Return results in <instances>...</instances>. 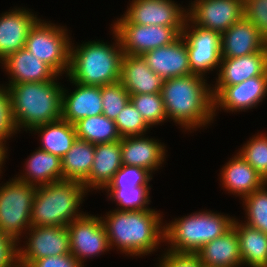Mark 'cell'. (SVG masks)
<instances>
[{
	"mask_svg": "<svg viewBox=\"0 0 267 267\" xmlns=\"http://www.w3.org/2000/svg\"><path fill=\"white\" fill-rule=\"evenodd\" d=\"M267 183L252 194L243 198L245 204V224L267 234Z\"/></svg>",
	"mask_w": 267,
	"mask_h": 267,
	"instance_id": "34",
	"label": "cell"
},
{
	"mask_svg": "<svg viewBox=\"0 0 267 267\" xmlns=\"http://www.w3.org/2000/svg\"><path fill=\"white\" fill-rule=\"evenodd\" d=\"M222 185L232 194L244 198L260 189L267 182L237 153L221 170Z\"/></svg>",
	"mask_w": 267,
	"mask_h": 267,
	"instance_id": "25",
	"label": "cell"
},
{
	"mask_svg": "<svg viewBox=\"0 0 267 267\" xmlns=\"http://www.w3.org/2000/svg\"><path fill=\"white\" fill-rule=\"evenodd\" d=\"M183 9V10H182ZM187 11L172 0H133L124 17L115 23L184 26Z\"/></svg>",
	"mask_w": 267,
	"mask_h": 267,
	"instance_id": "13",
	"label": "cell"
},
{
	"mask_svg": "<svg viewBox=\"0 0 267 267\" xmlns=\"http://www.w3.org/2000/svg\"><path fill=\"white\" fill-rule=\"evenodd\" d=\"M17 243L0 231V267H19Z\"/></svg>",
	"mask_w": 267,
	"mask_h": 267,
	"instance_id": "41",
	"label": "cell"
},
{
	"mask_svg": "<svg viewBox=\"0 0 267 267\" xmlns=\"http://www.w3.org/2000/svg\"><path fill=\"white\" fill-rule=\"evenodd\" d=\"M24 174L15 178L34 187L61 181L63 180L61 158L38 148L26 161Z\"/></svg>",
	"mask_w": 267,
	"mask_h": 267,
	"instance_id": "27",
	"label": "cell"
},
{
	"mask_svg": "<svg viewBox=\"0 0 267 267\" xmlns=\"http://www.w3.org/2000/svg\"><path fill=\"white\" fill-rule=\"evenodd\" d=\"M239 154L265 179L267 182V136L255 135L239 151Z\"/></svg>",
	"mask_w": 267,
	"mask_h": 267,
	"instance_id": "36",
	"label": "cell"
},
{
	"mask_svg": "<svg viewBox=\"0 0 267 267\" xmlns=\"http://www.w3.org/2000/svg\"><path fill=\"white\" fill-rule=\"evenodd\" d=\"M35 193L36 187L16 178L0 186V231L16 241L20 239L23 229L31 227Z\"/></svg>",
	"mask_w": 267,
	"mask_h": 267,
	"instance_id": "7",
	"label": "cell"
},
{
	"mask_svg": "<svg viewBox=\"0 0 267 267\" xmlns=\"http://www.w3.org/2000/svg\"><path fill=\"white\" fill-rule=\"evenodd\" d=\"M122 165L121 140L95 144L93 164L84 183L87 192L92 188L104 190Z\"/></svg>",
	"mask_w": 267,
	"mask_h": 267,
	"instance_id": "24",
	"label": "cell"
},
{
	"mask_svg": "<svg viewBox=\"0 0 267 267\" xmlns=\"http://www.w3.org/2000/svg\"><path fill=\"white\" fill-rule=\"evenodd\" d=\"M190 26L193 31L190 30ZM181 35L186 42L193 74L204 77L205 73L220 66L221 33L190 23L187 18Z\"/></svg>",
	"mask_w": 267,
	"mask_h": 267,
	"instance_id": "10",
	"label": "cell"
},
{
	"mask_svg": "<svg viewBox=\"0 0 267 267\" xmlns=\"http://www.w3.org/2000/svg\"><path fill=\"white\" fill-rule=\"evenodd\" d=\"M115 124L122 138L144 135L150 128L131 102L122 109Z\"/></svg>",
	"mask_w": 267,
	"mask_h": 267,
	"instance_id": "37",
	"label": "cell"
},
{
	"mask_svg": "<svg viewBox=\"0 0 267 267\" xmlns=\"http://www.w3.org/2000/svg\"><path fill=\"white\" fill-rule=\"evenodd\" d=\"M101 98L102 114L114 121L130 102V94L120 82L101 86Z\"/></svg>",
	"mask_w": 267,
	"mask_h": 267,
	"instance_id": "35",
	"label": "cell"
},
{
	"mask_svg": "<svg viewBox=\"0 0 267 267\" xmlns=\"http://www.w3.org/2000/svg\"><path fill=\"white\" fill-rule=\"evenodd\" d=\"M52 81L27 82L6 86L16 131L61 119L63 87ZM20 128V129H19Z\"/></svg>",
	"mask_w": 267,
	"mask_h": 267,
	"instance_id": "3",
	"label": "cell"
},
{
	"mask_svg": "<svg viewBox=\"0 0 267 267\" xmlns=\"http://www.w3.org/2000/svg\"><path fill=\"white\" fill-rule=\"evenodd\" d=\"M71 83L77 88L70 93L63 88L61 118L75 124L83 118L101 115V86L82 85L73 81Z\"/></svg>",
	"mask_w": 267,
	"mask_h": 267,
	"instance_id": "20",
	"label": "cell"
},
{
	"mask_svg": "<svg viewBox=\"0 0 267 267\" xmlns=\"http://www.w3.org/2000/svg\"><path fill=\"white\" fill-rule=\"evenodd\" d=\"M6 154H7L6 144L0 140V168L2 167V164L5 161V158H7ZM1 171L2 170L0 169V175Z\"/></svg>",
	"mask_w": 267,
	"mask_h": 267,
	"instance_id": "44",
	"label": "cell"
},
{
	"mask_svg": "<svg viewBox=\"0 0 267 267\" xmlns=\"http://www.w3.org/2000/svg\"><path fill=\"white\" fill-rule=\"evenodd\" d=\"M113 34L116 38L115 46L101 41H89L78 47L70 46L69 69L66 73L70 82L92 86L119 82L124 52L118 36L114 32Z\"/></svg>",
	"mask_w": 267,
	"mask_h": 267,
	"instance_id": "4",
	"label": "cell"
},
{
	"mask_svg": "<svg viewBox=\"0 0 267 267\" xmlns=\"http://www.w3.org/2000/svg\"><path fill=\"white\" fill-rule=\"evenodd\" d=\"M27 267H84L72 254L44 257L32 261Z\"/></svg>",
	"mask_w": 267,
	"mask_h": 267,
	"instance_id": "43",
	"label": "cell"
},
{
	"mask_svg": "<svg viewBox=\"0 0 267 267\" xmlns=\"http://www.w3.org/2000/svg\"><path fill=\"white\" fill-rule=\"evenodd\" d=\"M95 153V145L77 138L62 157L63 180L85 183L88 179Z\"/></svg>",
	"mask_w": 267,
	"mask_h": 267,
	"instance_id": "30",
	"label": "cell"
},
{
	"mask_svg": "<svg viewBox=\"0 0 267 267\" xmlns=\"http://www.w3.org/2000/svg\"><path fill=\"white\" fill-rule=\"evenodd\" d=\"M113 32L118 36L121 48L127 55L144 53L169 45L182 34L184 26L140 25L114 23Z\"/></svg>",
	"mask_w": 267,
	"mask_h": 267,
	"instance_id": "9",
	"label": "cell"
},
{
	"mask_svg": "<svg viewBox=\"0 0 267 267\" xmlns=\"http://www.w3.org/2000/svg\"><path fill=\"white\" fill-rule=\"evenodd\" d=\"M86 191L83 183L70 180L36 187L31 226L67 227L73 220L84 215L78 211Z\"/></svg>",
	"mask_w": 267,
	"mask_h": 267,
	"instance_id": "5",
	"label": "cell"
},
{
	"mask_svg": "<svg viewBox=\"0 0 267 267\" xmlns=\"http://www.w3.org/2000/svg\"><path fill=\"white\" fill-rule=\"evenodd\" d=\"M150 186H137L131 188H105L111 200H116L117 210H150L147 205L151 202ZM147 206V207H146Z\"/></svg>",
	"mask_w": 267,
	"mask_h": 267,
	"instance_id": "32",
	"label": "cell"
},
{
	"mask_svg": "<svg viewBox=\"0 0 267 267\" xmlns=\"http://www.w3.org/2000/svg\"><path fill=\"white\" fill-rule=\"evenodd\" d=\"M31 131L40 133L41 135L42 146L39 147V149L56 155L61 159L77 139L74 124H71L62 118L37 126Z\"/></svg>",
	"mask_w": 267,
	"mask_h": 267,
	"instance_id": "29",
	"label": "cell"
},
{
	"mask_svg": "<svg viewBox=\"0 0 267 267\" xmlns=\"http://www.w3.org/2000/svg\"><path fill=\"white\" fill-rule=\"evenodd\" d=\"M196 254L202 265L206 267H239L242 265L239 239L233 226L223 235L206 243Z\"/></svg>",
	"mask_w": 267,
	"mask_h": 267,
	"instance_id": "26",
	"label": "cell"
},
{
	"mask_svg": "<svg viewBox=\"0 0 267 267\" xmlns=\"http://www.w3.org/2000/svg\"><path fill=\"white\" fill-rule=\"evenodd\" d=\"M130 102L150 127L167 120L161 93L130 95Z\"/></svg>",
	"mask_w": 267,
	"mask_h": 267,
	"instance_id": "33",
	"label": "cell"
},
{
	"mask_svg": "<svg viewBox=\"0 0 267 267\" xmlns=\"http://www.w3.org/2000/svg\"><path fill=\"white\" fill-rule=\"evenodd\" d=\"M74 126L77 138L94 145L116 142L122 139L115 121L107 118L103 114L83 118L77 121Z\"/></svg>",
	"mask_w": 267,
	"mask_h": 267,
	"instance_id": "31",
	"label": "cell"
},
{
	"mask_svg": "<svg viewBox=\"0 0 267 267\" xmlns=\"http://www.w3.org/2000/svg\"><path fill=\"white\" fill-rule=\"evenodd\" d=\"M159 260V267H201L197 254L175 253L167 250Z\"/></svg>",
	"mask_w": 267,
	"mask_h": 267,
	"instance_id": "42",
	"label": "cell"
},
{
	"mask_svg": "<svg viewBox=\"0 0 267 267\" xmlns=\"http://www.w3.org/2000/svg\"><path fill=\"white\" fill-rule=\"evenodd\" d=\"M215 86H232L267 74V50L236 58H222Z\"/></svg>",
	"mask_w": 267,
	"mask_h": 267,
	"instance_id": "23",
	"label": "cell"
},
{
	"mask_svg": "<svg viewBox=\"0 0 267 267\" xmlns=\"http://www.w3.org/2000/svg\"><path fill=\"white\" fill-rule=\"evenodd\" d=\"M244 17L267 40V0H243Z\"/></svg>",
	"mask_w": 267,
	"mask_h": 267,
	"instance_id": "39",
	"label": "cell"
},
{
	"mask_svg": "<svg viewBox=\"0 0 267 267\" xmlns=\"http://www.w3.org/2000/svg\"><path fill=\"white\" fill-rule=\"evenodd\" d=\"M67 228L70 252L81 265L88 257H95L111 249L101 217L87 213L73 220Z\"/></svg>",
	"mask_w": 267,
	"mask_h": 267,
	"instance_id": "11",
	"label": "cell"
},
{
	"mask_svg": "<svg viewBox=\"0 0 267 267\" xmlns=\"http://www.w3.org/2000/svg\"><path fill=\"white\" fill-rule=\"evenodd\" d=\"M36 15L26 9L18 8L5 12L0 17V62L8 55L25 47L28 33L35 22Z\"/></svg>",
	"mask_w": 267,
	"mask_h": 267,
	"instance_id": "19",
	"label": "cell"
},
{
	"mask_svg": "<svg viewBox=\"0 0 267 267\" xmlns=\"http://www.w3.org/2000/svg\"><path fill=\"white\" fill-rule=\"evenodd\" d=\"M142 56L151 70L163 80L193 74L182 35L173 43L150 50Z\"/></svg>",
	"mask_w": 267,
	"mask_h": 267,
	"instance_id": "16",
	"label": "cell"
},
{
	"mask_svg": "<svg viewBox=\"0 0 267 267\" xmlns=\"http://www.w3.org/2000/svg\"><path fill=\"white\" fill-rule=\"evenodd\" d=\"M130 95L160 93L164 80L151 70L142 55L124 54L120 80Z\"/></svg>",
	"mask_w": 267,
	"mask_h": 267,
	"instance_id": "18",
	"label": "cell"
},
{
	"mask_svg": "<svg viewBox=\"0 0 267 267\" xmlns=\"http://www.w3.org/2000/svg\"><path fill=\"white\" fill-rule=\"evenodd\" d=\"M130 136L121 139L122 163L145 168L151 173L164 162L166 147L153 138Z\"/></svg>",
	"mask_w": 267,
	"mask_h": 267,
	"instance_id": "22",
	"label": "cell"
},
{
	"mask_svg": "<svg viewBox=\"0 0 267 267\" xmlns=\"http://www.w3.org/2000/svg\"><path fill=\"white\" fill-rule=\"evenodd\" d=\"M151 172L145 168L122 165L106 188H131L150 186Z\"/></svg>",
	"mask_w": 267,
	"mask_h": 267,
	"instance_id": "38",
	"label": "cell"
},
{
	"mask_svg": "<svg viewBox=\"0 0 267 267\" xmlns=\"http://www.w3.org/2000/svg\"><path fill=\"white\" fill-rule=\"evenodd\" d=\"M191 4L190 22L221 34L244 16L243 0H194Z\"/></svg>",
	"mask_w": 267,
	"mask_h": 267,
	"instance_id": "15",
	"label": "cell"
},
{
	"mask_svg": "<svg viewBox=\"0 0 267 267\" xmlns=\"http://www.w3.org/2000/svg\"><path fill=\"white\" fill-rule=\"evenodd\" d=\"M14 133L17 132L12 121L9 93L7 87L2 85L0 86V140L5 143V139L8 140Z\"/></svg>",
	"mask_w": 267,
	"mask_h": 267,
	"instance_id": "40",
	"label": "cell"
},
{
	"mask_svg": "<svg viewBox=\"0 0 267 267\" xmlns=\"http://www.w3.org/2000/svg\"><path fill=\"white\" fill-rule=\"evenodd\" d=\"M10 75L8 85L54 80L58 74L26 48L8 55L1 62Z\"/></svg>",
	"mask_w": 267,
	"mask_h": 267,
	"instance_id": "21",
	"label": "cell"
},
{
	"mask_svg": "<svg viewBox=\"0 0 267 267\" xmlns=\"http://www.w3.org/2000/svg\"><path fill=\"white\" fill-rule=\"evenodd\" d=\"M110 248L116 246L130 256H144L164 242L161 215L150 210H113L101 217ZM104 218V219H103ZM161 224V225H160Z\"/></svg>",
	"mask_w": 267,
	"mask_h": 267,
	"instance_id": "1",
	"label": "cell"
},
{
	"mask_svg": "<svg viewBox=\"0 0 267 267\" xmlns=\"http://www.w3.org/2000/svg\"><path fill=\"white\" fill-rule=\"evenodd\" d=\"M28 230L27 245L17 248L19 267L44 257L71 254L67 227L31 226Z\"/></svg>",
	"mask_w": 267,
	"mask_h": 267,
	"instance_id": "12",
	"label": "cell"
},
{
	"mask_svg": "<svg viewBox=\"0 0 267 267\" xmlns=\"http://www.w3.org/2000/svg\"><path fill=\"white\" fill-rule=\"evenodd\" d=\"M267 50V40L244 16L221 34V58H236Z\"/></svg>",
	"mask_w": 267,
	"mask_h": 267,
	"instance_id": "17",
	"label": "cell"
},
{
	"mask_svg": "<svg viewBox=\"0 0 267 267\" xmlns=\"http://www.w3.org/2000/svg\"><path fill=\"white\" fill-rule=\"evenodd\" d=\"M212 95L214 116L219 107L227 112L252 109L267 95V74L249 78L232 86H215Z\"/></svg>",
	"mask_w": 267,
	"mask_h": 267,
	"instance_id": "14",
	"label": "cell"
},
{
	"mask_svg": "<svg viewBox=\"0 0 267 267\" xmlns=\"http://www.w3.org/2000/svg\"><path fill=\"white\" fill-rule=\"evenodd\" d=\"M205 81L197 74L164 80L160 93L167 119H172L186 130L212 122V88Z\"/></svg>",
	"mask_w": 267,
	"mask_h": 267,
	"instance_id": "2",
	"label": "cell"
},
{
	"mask_svg": "<svg viewBox=\"0 0 267 267\" xmlns=\"http://www.w3.org/2000/svg\"><path fill=\"white\" fill-rule=\"evenodd\" d=\"M234 218L212 211L193 213L164 225V241L169 251L196 254L206 243L227 232Z\"/></svg>",
	"mask_w": 267,
	"mask_h": 267,
	"instance_id": "6",
	"label": "cell"
},
{
	"mask_svg": "<svg viewBox=\"0 0 267 267\" xmlns=\"http://www.w3.org/2000/svg\"><path fill=\"white\" fill-rule=\"evenodd\" d=\"M232 226L239 239L242 265L267 267V234L245 223H239L235 218Z\"/></svg>",
	"mask_w": 267,
	"mask_h": 267,
	"instance_id": "28",
	"label": "cell"
},
{
	"mask_svg": "<svg viewBox=\"0 0 267 267\" xmlns=\"http://www.w3.org/2000/svg\"><path fill=\"white\" fill-rule=\"evenodd\" d=\"M38 19L30 29L25 47L33 56L62 76L69 69L70 46L67 29Z\"/></svg>",
	"mask_w": 267,
	"mask_h": 267,
	"instance_id": "8",
	"label": "cell"
}]
</instances>
